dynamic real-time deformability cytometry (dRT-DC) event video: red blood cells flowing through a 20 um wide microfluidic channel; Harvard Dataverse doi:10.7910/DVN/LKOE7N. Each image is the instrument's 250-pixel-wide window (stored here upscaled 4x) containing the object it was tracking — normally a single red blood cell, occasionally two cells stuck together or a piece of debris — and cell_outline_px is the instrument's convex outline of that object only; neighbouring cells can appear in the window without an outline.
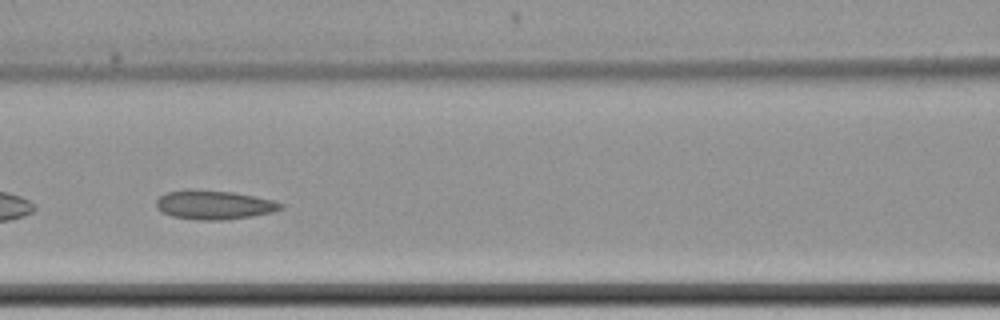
{"species": "common noctule bat (a hibernating species)", "species_latin": "Nyctalus noctula", "temperature_condition": "cold", "stored_images_in_passage": 45, "camera_frame_rate_fps": 3000, "um_per_image_px": 0.085, "animal": {"sex": "female", "body_mass_g": 22.7, "forearm_length_mm": 54.2}, "frame": {"image": 1, "passage_image": 14, "time_ms": 4.333, "image_size_px": [1000, 320], "cell_outline_px": [[284, 208], [272, 212], [252, 216], [220, 220], [196, 220], [172, 216], [160, 212], [156, 208], [156, 200], [160, 196], [168, 192], [188, 188], [232, 192], [272, 200], [284, 204]], "centroid_in_image_um": [18.15, 17.41], "position_along_channel_um": 148.5, "area_um2": 21.15}}
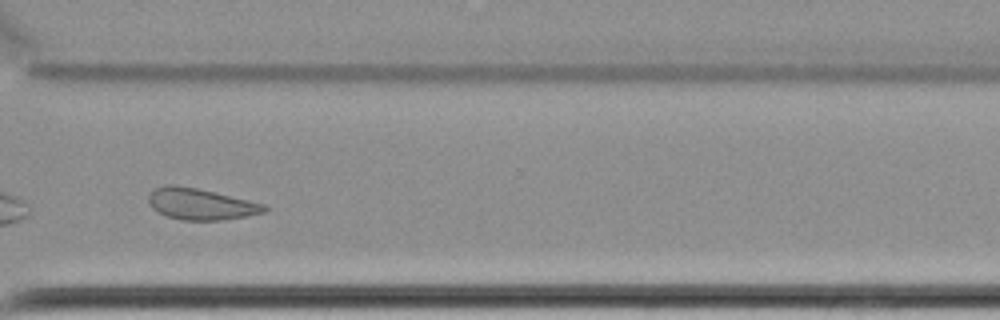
{"frame": {"image": 2, "passage_image": 32, "time_ms": 10.333, "image_size_px": [1000, 320], "cell_outline_px": [[268, 208], [264, 212], [248, 216], [224, 220], [180, 220], [168, 216], [152, 208], [148, 200], [148, 196], [156, 188], [168, 184], [172, 184], [196, 188], [268, 204]], "centroid_in_image_um": [17.11, 17.35], "position_along_channel_um": 353.5, "area_um2": 21.1}, "authors_computed_cell_mechanics": {"area_um2": 21.1548, "velocity_mm_per_s": 3.4083, "shape_relaxation_time_tau1_ms": null, "shape_relaxation_time_tau2_ms": 3.2735, "deformation_change_tau1": null, "deformation_change_tau2": 0.0818}}